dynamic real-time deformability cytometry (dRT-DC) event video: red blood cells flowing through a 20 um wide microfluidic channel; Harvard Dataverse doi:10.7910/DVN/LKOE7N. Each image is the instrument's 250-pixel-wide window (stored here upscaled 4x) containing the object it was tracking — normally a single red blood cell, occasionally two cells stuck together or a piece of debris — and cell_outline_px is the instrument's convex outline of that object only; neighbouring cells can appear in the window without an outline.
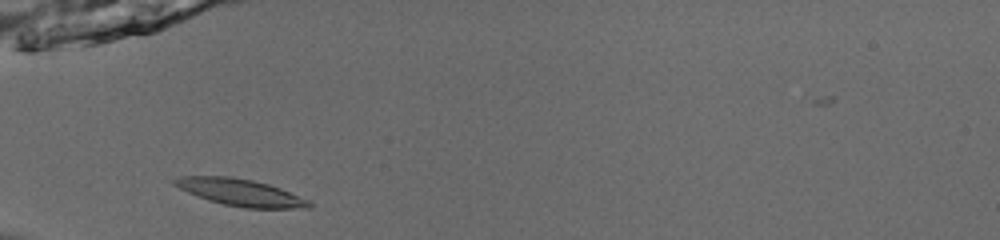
{"species": "common noctule bat (a hibernating species)", "species_latin": "Nyctalus noctula", "temperature_condition": "room temperature", "stored_images_in_passage": 36, "camera_frame_rate_fps": 3000, "um_per_image_px": 0.085, "animal": {"sex": "male", "body_mass_g": 13.0, "forearm_length_mm": 53.1}, "frame": {"image": 1, "passage_image": 2, "time_ms": 0.333, "image_size_px": [1000, 240], "cell_outline_px": [[312, 208], [244, 208], [224, 204], [208, 200], [188, 192], [172, 184], [172, 180], [180, 176], [228, 176], [252, 180], [268, 184], [280, 188], [312, 200]], "centroid_in_image_um": [20.48, 16.36], "position_along_channel_um": 64.5, "area_um2": 21.15}}
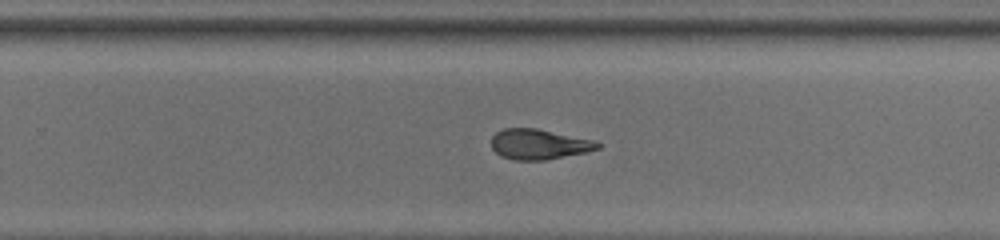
{"frame": {"image": 2, "passage_image": 19, "time_ms": 6.0, "image_size_px": [1000, 240], "cell_outline_px": [[600, 148], [588, 152], [544, 160], [516, 160], [500, 156], [492, 148], [492, 136], [496, 132], [504, 128], [536, 128], [596, 140], [600, 144]], "centroid_in_image_um": [45.83, 12.26], "position_along_channel_um": 284.0, "area_um2": 18.84}}
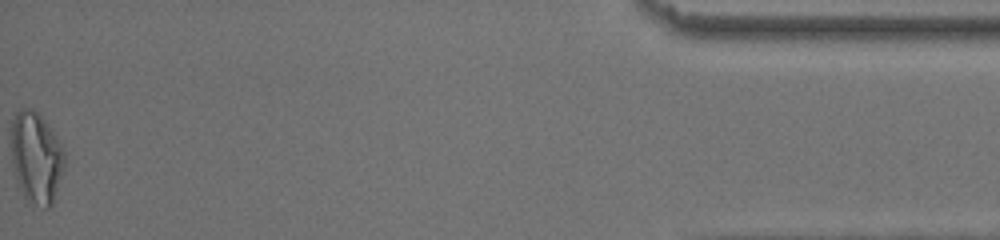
{"frame": {"image": 3, "passage_image": 36, "time_ms": 11.667, "image_size_px": [1000, 240], "cell_outline_px": [[64, 168], [52, 204], [48, 208], [44, 208], [24, 196], [16, 180], [12, 164], [12, 120], [16, 112], [20, 108], [32, 108], [48, 124], [60, 144], [64, 152]], "centroid_in_image_um": [3.07, 13.37], "position_along_channel_um": 432.1, "area_um2": 27.92}, "authors_computed_cell_mechanics": {"area_um2": 19.7098, "velocity_mm_per_s": 3.9476, "shape_relaxation_time_tau1_ms": 4.2515, "shape_relaxation_time_tau2_ms": 5.944, "deformation_change_tau1": 0.1748, "deformation_change_tau2": 0.1299}}